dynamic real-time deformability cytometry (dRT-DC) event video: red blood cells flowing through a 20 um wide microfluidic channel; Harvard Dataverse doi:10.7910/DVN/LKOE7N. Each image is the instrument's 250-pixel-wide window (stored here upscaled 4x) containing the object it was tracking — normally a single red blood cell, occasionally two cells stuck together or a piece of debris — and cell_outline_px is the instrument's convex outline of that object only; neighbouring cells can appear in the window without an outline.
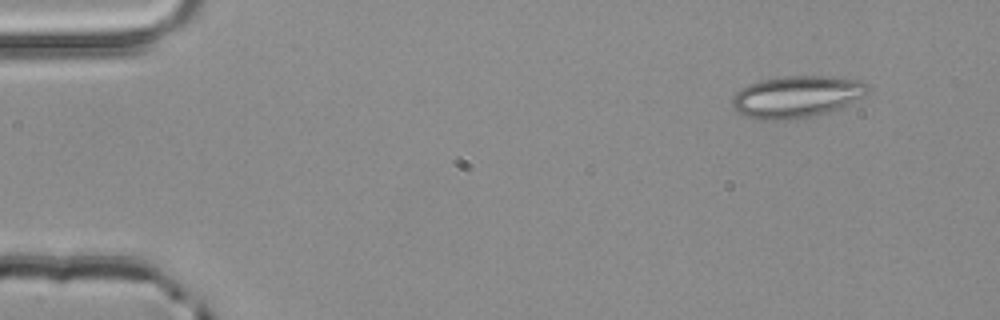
{"species": "common noctule bat (a hibernating species)", "species_latin": "Nyctalus noctula", "temperature_condition": "room temperature", "stored_images_in_passage": 3, "camera_frame_rate_fps": 3000, "um_per_image_px": 0.085, "animal": {"sex": "male", "body_mass_g": 20.4}, "frame": {"image": 1, "passage_image": 1, "time_ms": 0.0, "image_size_px": [1000, 320], "cell_outline_px": [[872, 88], [864, 96], [840, 108], [828, 112], [812, 116], [788, 120], [764, 120], [748, 116], [732, 108], [732, 96], [740, 88], [748, 84], [760, 80], [780, 76], [832, 76], [860, 80], [868, 84]], "centroid_in_image_um": [67.74, 8.2], "position_along_channel_um": 17.3, "area_um2": 33.35}}